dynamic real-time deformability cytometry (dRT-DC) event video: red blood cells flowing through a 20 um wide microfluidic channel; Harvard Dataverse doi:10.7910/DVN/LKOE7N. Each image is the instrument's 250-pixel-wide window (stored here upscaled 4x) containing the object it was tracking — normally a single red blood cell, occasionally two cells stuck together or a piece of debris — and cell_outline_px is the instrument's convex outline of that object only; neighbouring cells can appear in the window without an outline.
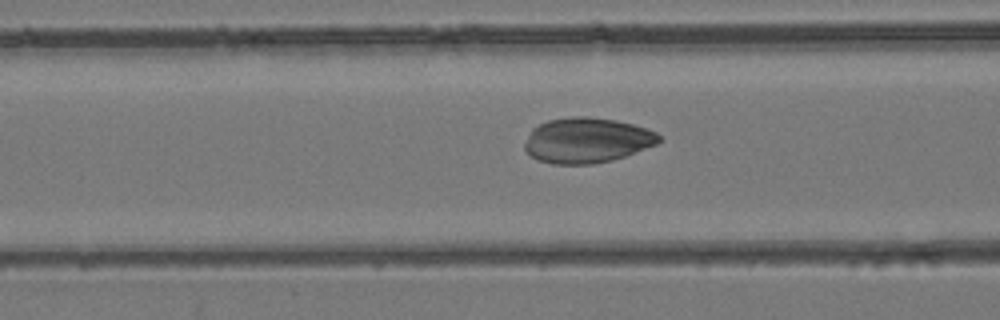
{"species": "common noctule bat (a hibernating species)", "species_latin": "Nyctalus noctula", "temperature_condition": "room temperature", "stored_images_in_passage": 41, "camera_frame_rate_fps": 3000, "um_per_image_px": 0.085, "animal": {"sex": "female", "body_mass_g": 24.6, "forearm_length_mm": 56.2}, "frame": {"image": 1, "passage_image": 18, "time_ms": 5.667, "image_size_px": [1000, 320], "cell_outline_px": [[664, 140], [656, 144], [624, 156], [612, 160], [592, 164], [552, 164], [536, 160], [524, 148], [524, 144], [532, 128], [548, 120], [572, 116], [588, 116], [616, 120], [632, 124], [656, 132]], "centroid_in_image_um": [49.87, 11.92], "position_along_channel_um": 116.7, "area_um2": 35.37}}
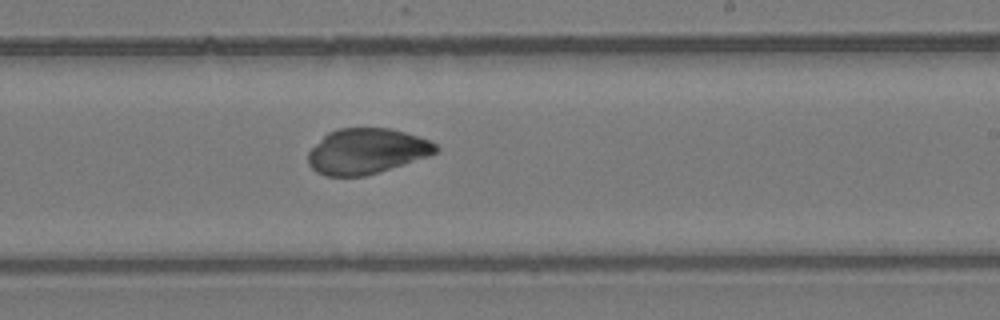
{"frame": {"image": 2, "passage_image": 27, "time_ms": 8.667, "image_size_px": [1000, 320], "cell_outline_px": [[440, 148], [436, 152], [404, 164], [364, 176], [324, 176], [316, 172], [308, 164], [308, 152], [328, 132], [340, 128], [392, 128], [428, 140], [436, 144]], "centroid_in_image_um": [31.13, 12.85], "position_along_channel_um": 257.9, "area_um2": 33.47}}
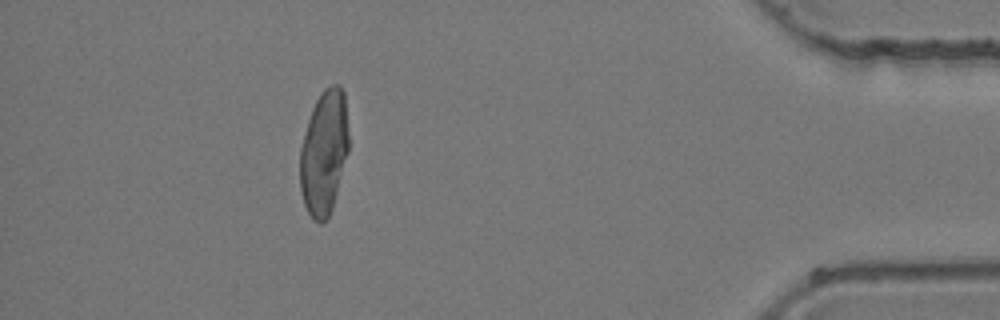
{"frame": {"image": 3, "passage_image": 40, "time_ms": 13.0, "image_size_px": [1000, 320], "cell_outline_px": [[348, 152], [332, 208], [328, 216], [320, 224], [312, 220], [304, 204], [300, 188], [300, 148], [308, 120], [312, 108], [320, 92], [324, 88], [332, 84], [340, 84], [344, 92], [348, 132]], "centroid_in_image_um": [27.53, 12.94], "position_along_channel_um": 407.7, "area_um2": 35.37}}